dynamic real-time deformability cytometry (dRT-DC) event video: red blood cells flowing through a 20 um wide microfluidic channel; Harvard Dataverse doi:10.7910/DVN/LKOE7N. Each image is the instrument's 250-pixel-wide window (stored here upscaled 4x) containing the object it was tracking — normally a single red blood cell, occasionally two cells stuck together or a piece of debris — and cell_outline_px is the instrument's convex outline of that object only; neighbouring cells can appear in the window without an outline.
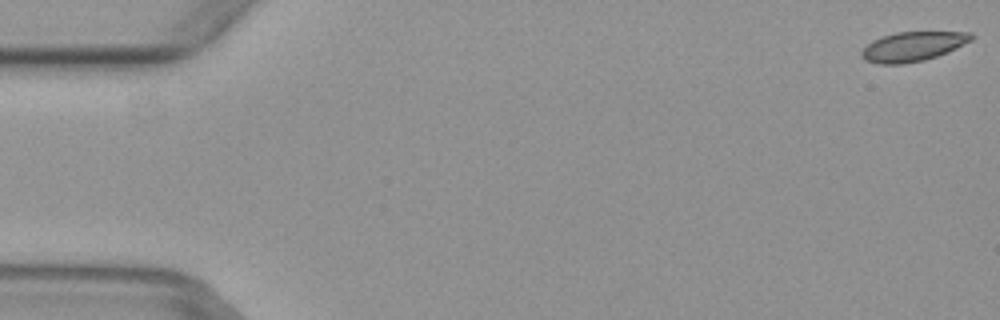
{"species": "common noctule bat (a hibernating species)", "species_latin": "Nyctalus noctula", "temperature_condition": "warm", "stored_images_in_passage": 5, "camera_frame_rate_fps": 3000, "um_per_image_px": 0.085, "animal": {"sex": "female", "body_mass_g": 29.2, "forearm_length_mm": 56.3}, "frame": {"image": 1, "passage_image": 1, "time_ms": 0.0, "image_size_px": [1000, 320], "cell_outline_px": [[976, 36], [972, 40], [948, 52], [924, 60], [904, 64], [880, 64], [864, 60], [860, 56], [860, 52], [872, 40], [880, 36], [896, 32], [972, 32]], "centroid_in_image_um": [77.58, 3.95], "position_along_channel_um": 7.4, "area_um2": 19.02}}